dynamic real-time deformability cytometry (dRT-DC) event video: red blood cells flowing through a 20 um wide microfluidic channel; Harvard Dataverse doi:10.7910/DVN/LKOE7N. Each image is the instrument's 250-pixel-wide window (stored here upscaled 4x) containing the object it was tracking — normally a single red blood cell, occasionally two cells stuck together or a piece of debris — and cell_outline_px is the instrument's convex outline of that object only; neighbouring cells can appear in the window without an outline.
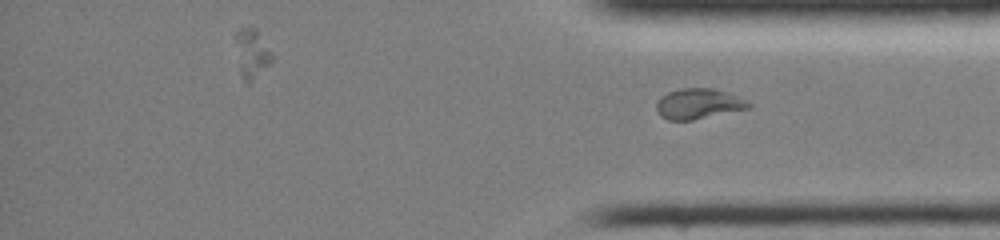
{"species": "common noctule bat (a hibernating species)", "species_latin": "Nyctalus noctula", "temperature_condition": "room temperature", "stored_images_in_passage": 28, "segment_of_instrument_passage": [2, 2], "camera_frame_rate_fps": 3000, "um_per_image_px": 0.085, "animal": {"sex": "female", "body_mass_g": 19.0, "forearm_length_mm": 51.5}, "frame": {"image": 1, "passage_image": 28, "time_ms": 11.333, "image_size_px": [1000, 240], "cell_outline_px": [[752, 108], [692, 120], [668, 120], [660, 116], [656, 112], [656, 104], [660, 96], [668, 92], [680, 88], [712, 88], [736, 96], [752, 104]], "centroid_in_image_um": [59.33, 8.83], "position_along_channel_um": 375.9, "area_um2": 16.36}}